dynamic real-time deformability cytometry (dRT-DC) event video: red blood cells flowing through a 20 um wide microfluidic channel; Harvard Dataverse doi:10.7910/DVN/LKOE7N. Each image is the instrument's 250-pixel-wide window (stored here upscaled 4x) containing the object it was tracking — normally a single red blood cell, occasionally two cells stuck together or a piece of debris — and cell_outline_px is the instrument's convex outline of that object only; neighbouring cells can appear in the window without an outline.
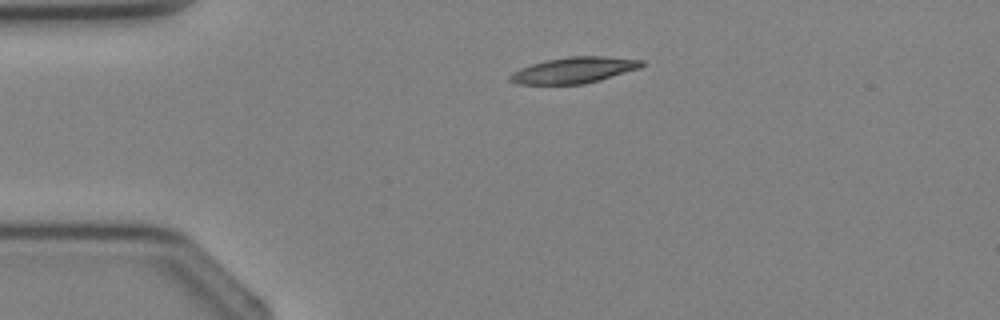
{"species": "Egyptian fruit bat (a non-hibernating species)", "species_latin": "Rousettus aegyptiacus", "temperature_condition": "cold", "stored_images_in_passage": 2, "camera_frame_rate_fps": 3000, "um_per_image_px": 0.085, "animal": {"sex": "female"}, "frame": {"image": 1, "passage_image": 1, "time_ms": 0.0, "image_size_px": [1000, 320], "cell_outline_px": [[644, 64], [640, 68], [584, 84], [516, 84], [508, 80], [508, 76], [512, 72], [520, 68], [532, 64], [548, 60], [568, 56], [604, 56], [644, 60]], "centroid_in_image_um": [48.76, 5.96], "position_along_channel_um": 36.2, "area_um2": 19.88}}